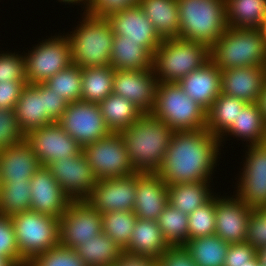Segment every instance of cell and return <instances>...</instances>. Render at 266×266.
Listing matches in <instances>:
<instances>
[{"mask_svg": "<svg viewBox=\"0 0 266 266\" xmlns=\"http://www.w3.org/2000/svg\"><path fill=\"white\" fill-rule=\"evenodd\" d=\"M220 139L206 129L174 131L156 172L168 185L213 181L221 157Z\"/></svg>", "mask_w": 266, "mask_h": 266, "instance_id": "cell-1", "label": "cell"}, {"mask_svg": "<svg viewBox=\"0 0 266 266\" xmlns=\"http://www.w3.org/2000/svg\"><path fill=\"white\" fill-rule=\"evenodd\" d=\"M174 130L151 114H143L120 134L136 172H157L162 166Z\"/></svg>", "mask_w": 266, "mask_h": 266, "instance_id": "cell-2", "label": "cell"}, {"mask_svg": "<svg viewBox=\"0 0 266 266\" xmlns=\"http://www.w3.org/2000/svg\"><path fill=\"white\" fill-rule=\"evenodd\" d=\"M81 18L70 32H66L72 54V63L82 68L109 66L114 33L105 17L78 13Z\"/></svg>", "mask_w": 266, "mask_h": 266, "instance_id": "cell-3", "label": "cell"}, {"mask_svg": "<svg viewBox=\"0 0 266 266\" xmlns=\"http://www.w3.org/2000/svg\"><path fill=\"white\" fill-rule=\"evenodd\" d=\"M179 38L203 43L211 48L224 34L225 0H177Z\"/></svg>", "mask_w": 266, "mask_h": 266, "instance_id": "cell-4", "label": "cell"}, {"mask_svg": "<svg viewBox=\"0 0 266 266\" xmlns=\"http://www.w3.org/2000/svg\"><path fill=\"white\" fill-rule=\"evenodd\" d=\"M210 60L220 70L266 67V45L257 28L228 27L210 48Z\"/></svg>", "mask_w": 266, "mask_h": 266, "instance_id": "cell-5", "label": "cell"}, {"mask_svg": "<svg viewBox=\"0 0 266 266\" xmlns=\"http://www.w3.org/2000/svg\"><path fill=\"white\" fill-rule=\"evenodd\" d=\"M210 60V48L181 38L163 39L153 54L152 70L158 82L178 83Z\"/></svg>", "mask_w": 266, "mask_h": 266, "instance_id": "cell-6", "label": "cell"}, {"mask_svg": "<svg viewBox=\"0 0 266 266\" xmlns=\"http://www.w3.org/2000/svg\"><path fill=\"white\" fill-rule=\"evenodd\" d=\"M150 114L164 121L174 131L206 128V110L176 82H158L155 105Z\"/></svg>", "mask_w": 266, "mask_h": 266, "instance_id": "cell-7", "label": "cell"}, {"mask_svg": "<svg viewBox=\"0 0 266 266\" xmlns=\"http://www.w3.org/2000/svg\"><path fill=\"white\" fill-rule=\"evenodd\" d=\"M68 102L44 83L26 84L15 106L21 131L28 132L57 122Z\"/></svg>", "mask_w": 266, "mask_h": 266, "instance_id": "cell-8", "label": "cell"}, {"mask_svg": "<svg viewBox=\"0 0 266 266\" xmlns=\"http://www.w3.org/2000/svg\"><path fill=\"white\" fill-rule=\"evenodd\" d=\"M20 257L28 263L59 243V218L33 210L10 217Z\"/></svg>", "mask_w": 266, "mask_h": 266, "instance_id": "cell-9", "label": "cell"}, {"mask_svg": "<svg viewBox=\"0 0 266 266\" xmlns=\"http://www.w3.org/2000/svg\"><path fill=\"white\" fill-rule=\"evenodd\" d=\"M63 32L59 30L54 35L51 33L50 37H42L43 40L39 39L38 44H33L30 50L28 47L25 48L27 52L23 50L27 84L44 83L73 64L71 45Z\"/></svg>", "mask_w": 266, "mask_h": 266, "instance_id": "cell-10", "label": "cell"}, {"mask_svg": "<svg viewBox=\"0 0 266 266\" xmlns=\"http://www.w3.org/2000/svg\"><path fill=\"white\" fill-rule=\"evenodd\" d=\"M244 149H246L244 151ZM243 149V162L234 180L233 193L255 209L266 205V143L251 144Z\"/></svg>", "mask_w": 266, "mask_h": 266, "instance_id": "cell-11", "label": "cell"}, {"mask_svg": "<svg viewBox=\"0 0 266 266\" xmlns=\"http://www.w3.org/2000/svg\"><path fill=\"white\" fill-rule=\"evenodd\" d=\"M83 153L97 180L112 179L135 173L123 137L111 132L83 147Z\"/></svg>", "mask_w": 266, "mask_h": 266, "instance_id": "cell-12", "label": "cell"}, {"mask_svg": "<svg viewBox=\"0 0 266 266\" xmlns=\"http://www.w3.org/2000/svg\"><path fill=\"white\" fill-rule=\"evenodd\" d=\"M102 232L101 214L86 199L70 200L59 218L60 245L76 249Z\"/></svg>", "mask_w": 266, "mask_h": 266, "instance_id": "cell-13", "label": "cell"}, {"mask_svg": "<svg viewBox=\"0 0 266 266\" xmlns=\"http://www.w3.org/2000/svg\"><path fill=\"white\" fill-rule=\"evenodd\" d=\"M57 123L82 147L111 133L99 104L83 100L68 103Z\"/></svg>", "mask_w": 266, "mask_h": 266, "instance_id": "cell-14", "label": "cell"}, {"mask_svg": "<svg viewBox=\"0 0 266 266\" xmlns=\"http://www.w3.org/2000/svg\"><path fill=\"white\" fill-rule=\"evenodd\" d=\"M25 141L44 167L64 157L77 156L83 151V147L57 122L28 132Z\"/></svg>", "mask_w": 266, "mask_h": 266, "instance_id": "cell-15", "label": "cell"}, {"mask_svg": "<svg viewBox=\"0 0 266 266\" xmlns=\"http://www.w3.org/2000/svg\"><path fill=\"white\" fill-rule=\"evenodd\" d=\"M47 168L70 200L87 199L98 181L83 151L54 161Z\"/></svg>", "mask_w": 266, "mask_h": 266, "instance_id": "cell-16", "label": "cell"}, {"mask_svg": "<svg viewBox=\"0 0 266 266\" xmlns=\"http://www.w3.org/2000/svg\"><path fill=\"white\" fill-rule=\"evenodd\" d=\"M219 193L215 194V235L229 244L245 242L253 208L245 205L234 193Z\"/></svg>", "mask_w": 266, "mask_h": 266, "instance_id": "cell-17", "label": "cell"}, {"mask_svg": "<svg viewBox=\"0 0 266 266\" xmlns=\"http://www.w3.org/2000/svg\"><path fill=\"white\" fill-rule=\"evenodd\" d=\"M137 172L128 176L97 181L86 199L100 214L112 211H133Z\"/></svg>", "mask_w": 266, "mask_h": 266, "instance_id": "cell-18", "label": "cell"}, {"mask_svg": "<svg viewBox=\"0 0 266 266\" xmlns=\"http://www.w3.org/2000/svg\"><path fill=\"white\" fill-rule=\"evenodd\" d=\"M105 18L110 22L114 35L137 42L152 55L163 40L139 4L112 12Z\"/></svg>", "mask_w": 266, "mask_h": 266, "instance_id": "cell-19", "label": "cell"}, {"mask_svg": "<svg viewBox=\"0 0 266 266\" xmlns=\"http://www.w3.org/2000/svg\"><path fill=\"white\" fill-rule=\"evenodd\" d=\"M157 84L152 68L115 70L112 93L131 101L144 114H150L155 105Z\"/></svg>", "mask_w": 266, "mask_h": 266, "instance_id": "cell-20", "label": "cell"}, {"mask_svg": "<svg viewBox=\"0 0 266 266\" xmlns=\"http://www.w3.org/2000/svg\"><path fill=\"white\" fill-rule=\"evenodd\" d=\"M31 210L60 218L70 199L47 167H40L30 179Z\"/></svg>", "mask_w": 266, "mask_h": 266, "instance_id": "cell-21", "label": "cell"}, {"mask_svg": "<svg viewBox=\"0 0 266 266\" xmlns=\"http://www.w3.org/2000/svg\"><path fill=\"white\" fill-rule=\"evenodd\" d=\"M168 202V185L156 172H137L133 212L138 219L157 220Z\"/></svg>", "mask_w": 266, "mask_h": 266, "instance_id": "cell-22", "label": "cell"}, {"mask_svg": "<svg viewBox=\"0 0 266 266\" xmlns=\"http://www.w3.org/2000/svg\"><path fill=\"white\" fill-rule=\"evenodd\" d=\"M265 81V66L221 70V93L246 103H257Z\"/></svg>", "mask_w": 266, "mask_h": 266, "instance_id": "cell-23", "label": "cell"}, {"mask_svg": "<svg viewBox=\"0 0 266 266\" xmlns=\"http://www.w3.org/2000/svg\"><path fill=\"white\" fill-rule=\"evenodd\" d=\"M178 84L206 111L221 94V70L211 61L185 75Z\"/></svg>", "mask_w": 266, "mask_h": 266, "instance_id": "cell-24", "label": "cell"}, {"mask_svg": "<svg viewBox=\"0 0 266 266\" xmlns=\"http://www.w3.org/2000/svg\"><path fill=\"white\" fill-rule=\"evenodd\" d=\"M40 167L31 146L23 140L0 151V184L30 181Z\"/></svg>", "mask_w": 266, "mask_h": 266, "instance_id": "cell-25", "label": "cell"}, {"mask_svg": "<svg viewBox=\"0 0 266 266\" xmlns=\"http://www.w3.org/2000/svg\"><path fill=\"white\" fill-rule=\"evenodd\" d=\"M266 122L257 103H247L239 112L233 124L219 137L221 148L226 141L237 139L244 147L251 144L264 143ZM229 138V139H228ZM245 142V143H244Z\"/></svg>", "mask_w": 266, "mask_h": 266, "instance_id": "cell-26", "label": "cell"}, {"mask_svg": "<svg viewBox=\"0 0 266 266\" xmlns=\"http://www.w3.org/2000/svg\"><path fill=\"white\" fill-rule=\"evenodd\" d=\"M169 247L156 220L137 218L130 242L123 251L158 260Z\"/></svg>", "mask_w": 266, "mask_h": 266, "instance_id": "cell-27", "label": "cell"}, {"mask_svg": "<svg viewBox=\"0 0 266 266\" xmlns=\"http://www.w3.org/2000/svg\"><path fill=\"white\" fill-rule=\"evenodd\" d=\"M138 4L162 39L179 38L177 0H139Z\"/></svg>", "mask_w": 266, "mask_h": 266, "instance_id": "cell-28", "label": "cell"}, {"mask_svg": "<svg viewBox=\"0 0 266 266\" xmlns=\"http://www.w3.org/2000/svg\"><path fill=\"white\" fill-rule=\"evenodd\" d=\"M213 183L201 181L168 186V202L181 212L190 214L216 194Z\"/></svg>", "mask_w": 266, "mask_h": 266, "instance_id": "cell-29", "label": "cell"}, {"mask_svg": "<svg viewBox=\"0 0 266 266\" xmlns=\"http://www.w3.org/2000/svg\"><path fill=\"white\" fill-rule=\"evenodd\" d=\"M153 55L143 46L123 36L114 35L110 66L114 70H147Z\"/></svg>", "mask_w": 266, "mask_h": 266, "instance_id": "cell-30", "label": "cell"}, {"mask_svg": "<svg viewBox=\"0 0 266 266\" xmlns=\"http://www.w3.org/2000/svg\"><path fill=\"white\" fill-rule=\"evenodd\" d=\"M101 113L111 132H121L135 123L144 113L131 101L111 93L99 103Z\"/></svg>", "mask_w": 266, "mask_h": 266, "instance_id": "cell-31", "label": "cell"}, {"mask_svg": "<svg viewBox=\"0 0 266 266\" xmlns=\"http://www.w3.org/2000/svg\"><path fill=\"white\" fill-rule=\"evenodd\" d=\"M75 250L87 266H115L123 252V249L103 232Z\"/></svg>", "mask_w": 266, "mask_h": 266, "instance_id": "cell-32", "label": "cell"}, {"mask_svg": "<svg viewBox=\"0 0 266 266\" xmlns=\"http://www.w3.org/2000/svg\"><path fill=\"white\" fill-rule=\"evenodd\" d=\"M247 103L221 93L206 111V130L220 137L237 118Z\"/></svg>", "mask_w": 266, "mask_h": 266, "instance_id": "cell-33", "label": "cell"}, {"mask_svg": "<svg viewBox=\"0 0 266 266\" xmlns=\"http://www.w3.org/2000/svg\"><path fill=\"white\" fill-rule=\"evenodd\" d=\"M226 23L233 28H258L266 17V0H225Z\"/></svg>", "mask_w": 266, "mask_h": 266, "instance_id": "cell-34", "label": "cell"}, {"mask_svg": "<svg viewBox=\"0 0 266 266\" xmlns=\"http://www.w3.org/2000/svg\"><path fill=\"white\" fill-rule=\"evenodd\" d=\"M229 245L219 236L211 235L188 240L183 247L197 266H224Z\"/></svg>", "mask_w": 266, "mask_h": 266, "instance_id": "cell-35", "label": "cell"}, {"mask_svg": "<svg viewBox=\"0 0 266 266\" xmlns=\"http://www.w3.org/2000/svg\"><path fill=\"white\" fill-rule=\"evenodd\" d=\"M115 70L109 66L82 68L81 100L100 103L113 91Z\"/></svg>", "mask_w": 266, "mask_h": 266, "instance_id": "cell-36", "label": "cell"}, {"mask_svg": "<svg viewBox=\"0 0 266 266\" xmlns=\"http://www.w3.org/2000/svg\"><path fill=\"white\" fill-rule=\"evenodd\" d=\"M30 181L0 184V214L12 217L31 210Z\"/></svg>", "mask_w": 266, "mask_h": 266, "instance_id": "cell-37", "label": "cell"}, {"mask_svg": "<svg viewBox=\"0 0 266 266\" xmlns=\"http://www.w3.org/2000/svg\"><path fill=\"white\" fill-rule=\"evenodd\" d=\"M156 221L170 246H183L189 240L188 214L168 204Z\"/></svg>", "mask_w": 266, "mask_h": 266, "instance_id": "cell-38", "label": "cell"}, {"mask_svg": "<svg viewBox=\"0 0 266 266\" xmlns=\"http://www.w3.org/2000/svg\"><path fill=\"white\" fill-rule=\"evenodd\" d=\"M103 233L123 250L128 246L137 216L133 211L102 213Z\"/></svg>", "mask_w": 266, "mask_h": 266, "instance_id": "cell-39", "label": "cell"}, {"mask_svg": "<svg viewBox=\"0 0 266 266\" xmlns=\"http://www.w3.org/2000/svg\"><path fill=\"white\" fill-rule=\"evenodd\" d=\"M81 83V68L75 64H71L44 82L47 87L65 98L68 103L81 100Z\"/></svg>", "mask_w": 266, "mask_h": 266, "instance_id": "cell-40", "label": "cell"}, {"mask_svg": "<svg viewBox=\"0 0 266 266\" xmlns=\"http://www.w3.org/2000/svg\"><path fill=\"white\" fill-rule=\"evenodd\" d=\"M189 240L215 235V195L204 205L188 214Z\"/></svg>", "mask_w": 266, "mask_h": 266, "instance_id": "cell-41", "label": "cell"}, {"mask_svg": "<svg viewBox=\"0 0 266 266\" xmlns=\"http://www.w3.org/2000/svg\"><path fill=\"white\" fill-rule=\"evenodd\" d=\"M26 266H87L75 249L55 246L33 257Z\"/></svg>", "mask_w": 266, "mask_h": 266, "instance_id": "cell-42", "label": "cell"}, {"mask_svg": "<svg viewBox=\"0 0 266 266\" xmlns=\"http://www.w3.org/2000/svg\"><path fill=\"white\" fill-rule=\"evenodd\" d=\"M0 49V81H26L23 52Z\"/></svg>", "mask_w": 266, "mask_h": 266, "instance_id": "cell-43", "label": "cell"}, {"mask_svg": "<svg viewBox=\"0 0 266 266\" xmlns=\"http://www.w3.org/2000/svg\"><path fill=\"white\" fill-rule=\"evenodd\" d=\"M25 135L21 131L14 109H0V151L21 143Z\"/></svg>", "mask_w": 266, "mask_h": 266, "instance_id": "cell-44", "label": "cell"}, {"mask_svg": "<svg viewBox=\"0 0 266 266\" xmlns=\"http://www.w3.org/2000/svg\"><path fill=\"white\" fill-rule=\"evenodd\" d=\"M0 256L8 257L16 266H26L17 248L15 231L10 217L0 214Z\"/></svg>", "mask_w": 266, "mask_h": 266, "instance_id": "cell-45", "label": "cell"}, {"mask_svg": "<svg viewBox=\"0 0 266 266\" xmlns=\"http://www.w3.org/2000/svg\"><path fill=\"white\" fill-rule=\"evenodd\" d=\"M246 241L257 251L266 247V205L251 212Z\"/></svg>", "mask_w": 266, "mask_h": 266, "instance_id": "cell-46", "label": "cell"}, {"mask_svg": "<svg viewBox=\"0 0 266 266\" xmlns=\"http://www.w3.org/2000/svg\"><path fill=\"white\" fill-rule=\"evenodd\" d=\"M139 0H89L86 13L95 17H107L110 13L135 6Z\"/></svg>", "mask_w": 266, "mask_h": 266, "instance_id": "cell-47", "label": "cell"}, {"mask_svg": "<svg viewBox=\"0 0 266 266\" xmlns=\"http://www.w3.org/2000/svg\"><path fill=\"white\" fill-rule=\"evenodd\" d=\"M258 251L247 241L230 244L225 257L224 266H242L253 260Z\"/></svg>", "mask_w": 266, "mask_h": 266, "instance_id": "cell-48", "label": "cell"}, {"mask_svg": "<svg viewBox=\"0 0 266 266\" xmlns=\"http://www.w3.org/2000/svg\"><path fill=\"white\" fill-rule=\"evenodd\" d=\"M26 84L22 81H0V109H15Z\"/></svg>", "mask_w": 266, "mask_h": 266, "instance_id": "cell-49", "label": "cell"}, {"mask_svg": "<svg viewBox=\"0 0 266 266\" xmlns=\"http://www.w3.org/2000/svg\"><path fill=\"white\" fill-rule=\"evenodd\" d=\"M158 266H197L183 246H170L158 259Z\"/></svg>", "mask_w": 266, "mask_h": 266, "instance_id": "cell-50", "label": "cell"}, {"mask_svg": "<svg viewBox=\"0 0 266 266\" xmlns=\"http://www.w3.org/2000/svg\"><path fill=\"white\" fill-rule=\"evenodd\" d=\"M115 266H158V260L123 251Z\"/></svg>", "mask_w": 266, "mask_h": 266, "instance_id": "cell-51", "label": "cell"}, {"mask_svg": "<svg viewBox=\"0 0 266 266\" xmlns=\"http://www.w3.org/2000/svg\"><path fill=\"white\" fill-rule=\"evenodd\" d=\"M257 105H258L259 110L262 114V117L264 118V120L266 122V81L264 82L261 93H260L259 98L257 100Z\"/></svg>", "mask_w": 266, "mask_h": 266, "instance_id": "cell-52", "label": "cell"}, {"mask_svg": "<svg viewBox=\"0 0 266 266\" xmlns=\"http://www.w3.org/2000/svg\"><path fill=\"white\" fill-rule=\"evenodd\" d=\"M60 4L63 5H69V7L73 5L81 6V11L83 13H86L87 5L89 0H57Z\"/></svg>", "mask_w": 266, "mask_h": 266, "instance_id": "cell-53", "label": "cell"}, {"mask_svg": "<svg viewBox=\"0 0 266 266\" xmlns=\"http://www.w3.org/2000/svg\"><path fill=\"white\" fill-rule=\"evenodd\" d=\"M257 29L260 31V34L266 45V17L263 19L262 23Z\"/></svg>", "mask_w": 266, "mask_h": 266, "instance_id": "cell-54", "label": "cell"}, {"mask_svg": "<svg viewBox=\"0 0 266 266\" xmlns=\"http://www.w3.org/2000/svg\"><path fill=\"white\" fill-rule=\"evenodd\" d=\"M0 266H16L8 257L0 256Z\"/></svg>", "mask_w": 266, "mask_h": 266, "instance_id": "cell-55", "label": "cell"}, {"mask_svg": "<svg viewBox=\"0 0 266 266\" xmlns=\"http://www.w3.org/2000/svg\"><path fill=\"white\" fill-rule=\"evenodd\" d=\"M258 256H259V259H260V262L266 266V247L260 249L258 251Z\"/></svg>", "mask_w": 266, "mask_h": 266, "instance_id": "cell-56", "label": "cell"}, {"mask_svg": "<svg viewBox=\"0 0 266 266\" xmlns=\"http://www.w3.org/2000/svg\"><path fill=\"white\" fill-rule=\"evenodd\" d=\"M260 263L259 256L257 255L253 260L247 261V264L242 266H259Z\"/></svg>", "mask_w": 266, "mask_h": 266, "instance_id": "cell-57", "label": "cell"}]
</instances>
